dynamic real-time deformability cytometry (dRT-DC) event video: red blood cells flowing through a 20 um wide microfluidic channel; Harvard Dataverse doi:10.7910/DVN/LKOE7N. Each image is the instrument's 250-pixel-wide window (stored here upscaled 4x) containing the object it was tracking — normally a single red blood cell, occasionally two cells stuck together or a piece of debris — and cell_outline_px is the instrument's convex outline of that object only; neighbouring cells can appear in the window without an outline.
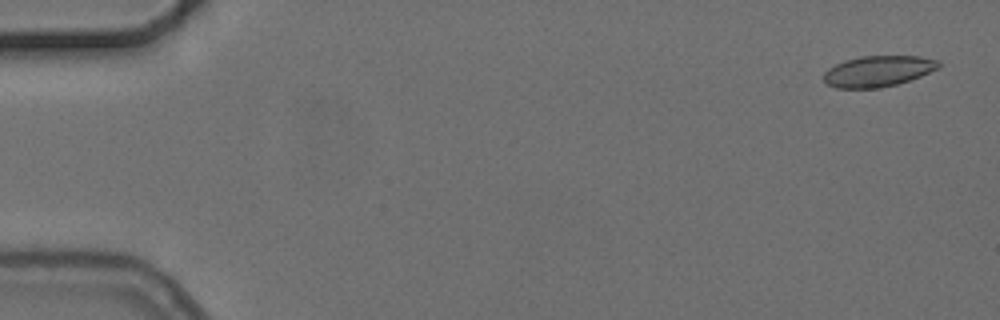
{"species": "common noctule bat (a hibernating species)", "species_latin": "Nyctalus noctula", "temperature_condition": "cold", "stored_images_in_passage": 5, "camera_frame_rate_fps": 3000, "um_per_image_px": 0.085, "animal": {"sex": "female", "body_mass_g": 24.6, "forearm_length_mm": 56.2}, "frame": {"image": 1, "passage_image": 1, "time_ms": 0.0, "image_size_px": [1000, 320], "cell_outline_px": [[940, 68], [920, 76], [896, 84], [880, 88], [836, 88], [828, 84], [824, 80], [824, 72], [828, 68], [844, 60], [860, 56], [920, 56], [936, 60], [940, 64]], "centroid_in_image_um": [74.62, 6.05], "position_along_channel_um": 10.4, "area_um2": 20.63}}